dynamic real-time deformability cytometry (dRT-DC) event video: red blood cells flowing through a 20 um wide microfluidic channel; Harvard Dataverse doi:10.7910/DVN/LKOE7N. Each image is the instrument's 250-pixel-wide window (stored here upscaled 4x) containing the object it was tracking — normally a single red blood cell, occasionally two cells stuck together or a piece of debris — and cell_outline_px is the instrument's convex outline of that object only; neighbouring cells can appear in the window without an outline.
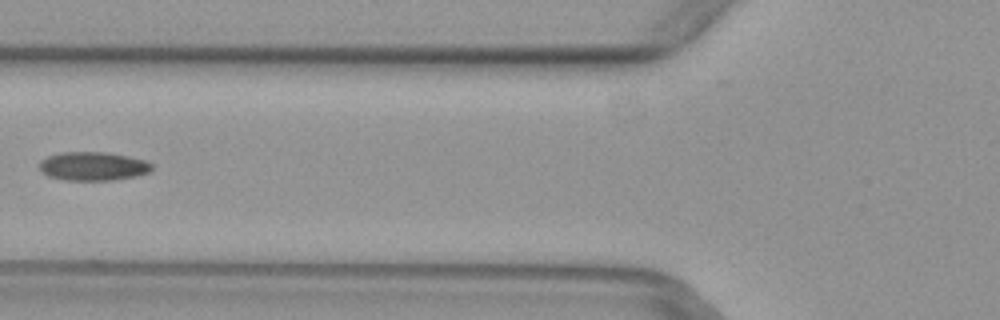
{"species": "common noctule bat (a hibernating species)", "species_latin": "Nyctalus noctula", "temperature_condition": "warm", "stored_images_in_passage": 3, "camera_frame_rate_fps": 3000, "um_per_image_px": 0.085, "animal": {"sex": "female", "body_mass_g": 29.2, "forearm_length_mm": 56.3}, "frame": {"image": 1, "passage_image": 3, "time_ms": 0.667, "image_size_px": [1000, 320], "cell_outline_px": [[152, 168], [148, 172], [136, 176], [112, 180], [64, 180], [48, 176], [40, 172], [40, 160], [48, 156], [60, 152], [104, 152], [144, 160], [152, 164]], "centroid_in_image_um": [7.85, 14.13], "position_along_channel_um": 117.9, "area_um2": 18.67}}